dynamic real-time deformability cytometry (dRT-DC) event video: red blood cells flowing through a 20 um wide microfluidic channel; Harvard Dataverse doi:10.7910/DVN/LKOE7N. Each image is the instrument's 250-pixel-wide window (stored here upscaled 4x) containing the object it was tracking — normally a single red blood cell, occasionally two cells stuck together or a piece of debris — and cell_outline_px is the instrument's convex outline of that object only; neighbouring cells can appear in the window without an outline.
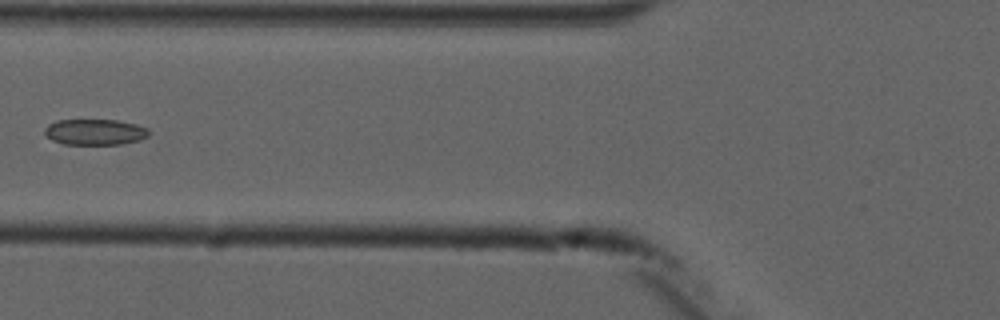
{"species": "common noctule bat (a hibernating species)", "species_latin": "Nyctalus noctula", "temperature_condition": "cold", "stored_images_in_passage": 5, "camera_frame_rate_fps": 3000, "um_per_image_px": 0.085, "animal": {"sex": "male", "forearm_length_mm": 52.5}, "frame": {"image": 1, "passage_image": 4, "time_ms": 3.333, "image_size_px": [1000, 320], "cell_outline_px": [[148, 136], [140, 140], [120, 144], [64, 144], [52, 140], [44, 132], [44, 128], [48, 124], [56, 120], [116, 120], [136, 124], [148, 128]], "centroid_in_image_um": [8.06, 11.21], "position_along_channel_um": 117.7, "area_um2": 15.66}}